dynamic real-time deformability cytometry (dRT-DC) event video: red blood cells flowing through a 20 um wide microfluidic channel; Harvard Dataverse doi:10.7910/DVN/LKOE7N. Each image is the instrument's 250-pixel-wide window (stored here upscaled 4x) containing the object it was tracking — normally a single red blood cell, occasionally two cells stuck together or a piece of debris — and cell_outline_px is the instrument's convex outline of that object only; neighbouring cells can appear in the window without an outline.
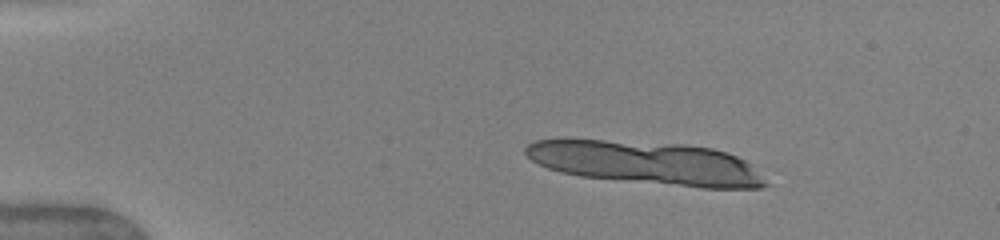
{"species": "human", "species_latin": "Homo sapiens", "temperature_condition": "warm", "stored_images_in_passage": 8, "camera_frame_rate_fps": 3000, "um_per_image_px": 0.085, "donor": {"sex": "female"}, "frame": {"image": 1, "passage_image": 1, "time_ms": 0.0, "image_size_px": [1000, 240], "cell_outline_px": [[768, 184], [760, 188], [700, 188], [580, 176], [560, 172], [548, 168], [532, 160], [524, 152], [524, 148], [528, 144], [536, 140], [564, 136], [684, 144], [712, 148], [736, 156], [756, 164]], "centroid_in_image_um": [54.91, 13.81], "position_along_channel_um": 30.1, "area_um2": 62.08}}